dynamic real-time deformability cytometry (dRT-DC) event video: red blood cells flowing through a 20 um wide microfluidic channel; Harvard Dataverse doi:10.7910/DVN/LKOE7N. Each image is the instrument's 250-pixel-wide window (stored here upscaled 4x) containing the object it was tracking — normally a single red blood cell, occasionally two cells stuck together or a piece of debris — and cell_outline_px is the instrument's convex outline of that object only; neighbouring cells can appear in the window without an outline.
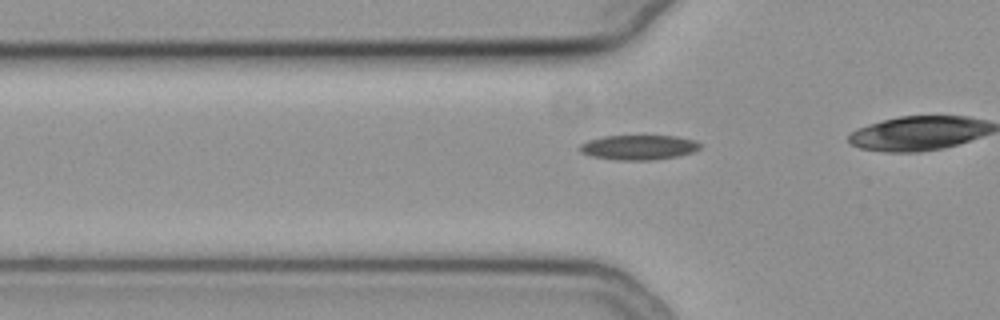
{"species": "common noctule bat (a hibernating species)", "species_latin": "Nyctalus noctula", "temperature_condition": "cold", "stored_images_in_passage": 25, "camera_frame_rate_fps": 3000, "um_per_image_px": 0.085, "animal": {"sex": "female", "body_mass_g": 19.3, "forearm_length_mm": 54.1}, "frame": {"image": 1, "passage_image": 16, "time_ms": 5.0, "image_size_px": [1000, 320], "cell_outline_px": [[700, 148], [692, 152], [680, 156], [652, 160], [616, 160], [592, 156], [580, 152], [580, 144], [588, 140], [604, 136], [676, 136], [696, 140], [700, 144]], "centroid_in_image_um": [54.3, 12.53], "position_along_channel_um": 71.5, "area_um2": 17.4}}
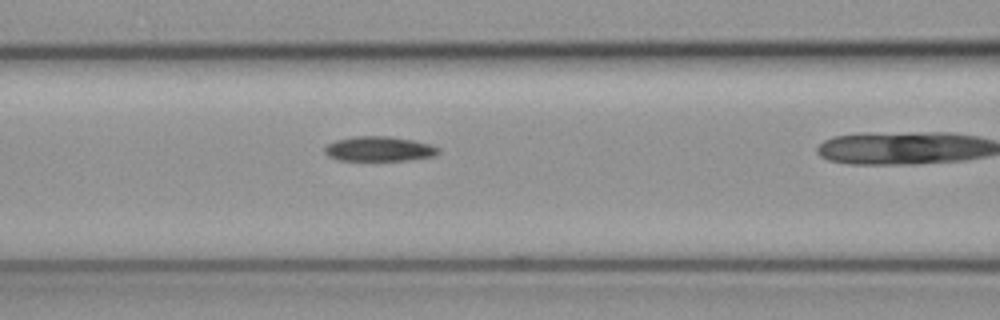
{"frame": {"image": 2, "passage_image": 21, "time_ms": 6.667, "image_size_px": [1000, 320], "cell_outline_px": [[440, 152], [436, 156], [408, 160], [336, 160], [328, 156], [324, 152], [324, 148], [328, 144], [336, 140], [356, 136], [388, 136], [412, 140], [428, 144], [440, 148]], "centroid_in_image_um": [32.23, 12.66], "position_along_channel_um": 134.4, "area_um2": 16.42}}
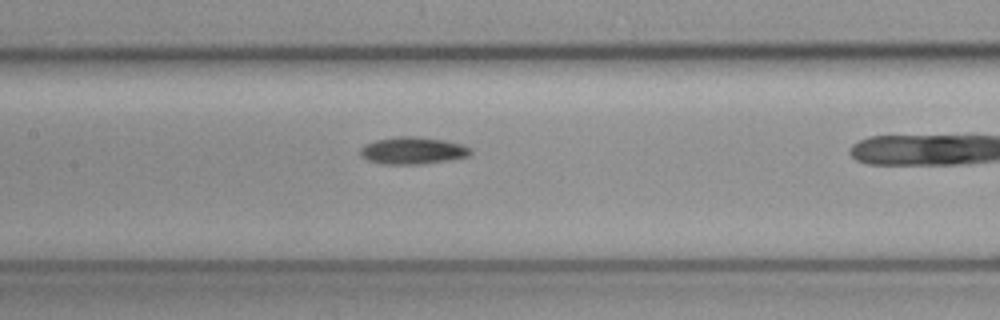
{"frame": {"image": 3, "passage_image": 24, "time_ms": 7.667, "image_size_px": [1000, 320], "cell_outline_px": [[472, 152], [468, 156], [448, 160], [420, 164], [384, 164], [368, 160], [360, 156], [360, 148], [376, 140], [400, 136], [416, 136], [444, 140], [464, 144], [472, 148]], "centroid_in_image_um": [35.12, 12.79], "position_along_channel_um": 172.3, "area_um2": 17.4}}